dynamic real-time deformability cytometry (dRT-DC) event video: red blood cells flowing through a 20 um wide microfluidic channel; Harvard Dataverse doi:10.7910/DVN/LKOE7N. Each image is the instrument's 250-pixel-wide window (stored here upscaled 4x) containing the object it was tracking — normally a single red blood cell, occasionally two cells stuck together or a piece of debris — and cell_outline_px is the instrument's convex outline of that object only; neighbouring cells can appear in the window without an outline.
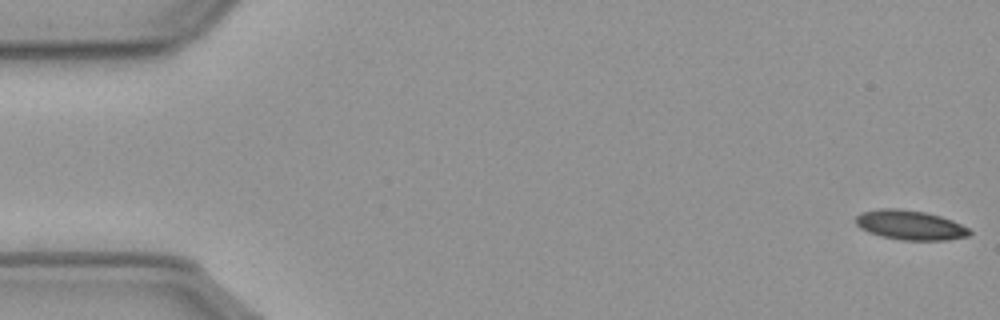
{"species": "common noctule bat (a hibernating species)", "species_latin": "Nyctalus noctula", "temperature_condition": "cold", "stored_images_in_passage": 3, "camera_frame_rate_fps": 3000, "um_per_image_px": 0.085, "animal": {"sex": "male", "body_mass_g": 23.1, "forearm_length_mm": 52.7}, "frame": {"image": 1, "passage_image": 1, "time_ms": 0.0, "image_size_px": [1000, 320], "cell_outline_px": [[972, 232], [968, 236], [944, 240], [904, 240], [880, 236], [868, 232], [860, 228], [856, 224], [856, 216], [860, 212], [880, 208], [900, 208], [924, 212], [940, 216], [952, 220], [968, 228]], "centroid_in_image_um": [77.32, 19.12], "position_along_channel_um": 7.7, "area_um2": 19.59}}